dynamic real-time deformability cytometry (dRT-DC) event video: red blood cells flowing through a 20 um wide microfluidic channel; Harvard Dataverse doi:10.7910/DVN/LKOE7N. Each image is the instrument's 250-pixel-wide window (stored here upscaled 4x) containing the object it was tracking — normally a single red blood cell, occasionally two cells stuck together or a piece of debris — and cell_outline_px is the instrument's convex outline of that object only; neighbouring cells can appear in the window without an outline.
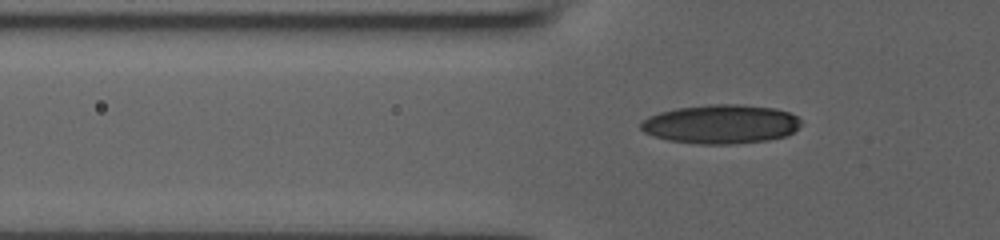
{"species": "human", "species_latin": "Homo sapiens", "temperature_condition": "room temperature", "stored_images_in_passage": 43, "camera_frame_rate_fps": 3000, "um_per_image_px": 0.085, "donor": {"sex": "male"}, "frame": {"image": 1, "passage_image": 10, "time_ms": 3.0, "image_size_px": [1000, 240], "cell_outline_px": [[800, 124], [788, 136], [768, 140], [732, 144], [700, 144], [668, 140], [652, 136], [644, 132], [640, 128], [640, 120], [648, 116], [660, 112], [676, 108], [708, 104], [740, 104], [776, 108], [788, 112], [796, 116], [800, 120]], "centroid_in_image_um": [61.24, 10.55], "position_along_channel_um": 64.6, "area_um2": 36.65}}
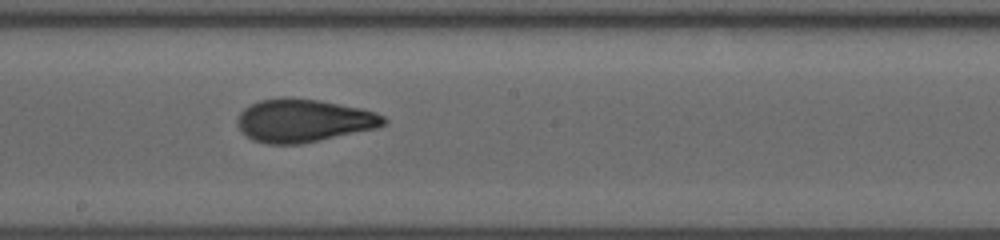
{"frame": {"image": 2, "passage_image": 22, "time_ms": 7.0, "image_size_px": [1000, 240], "cell_outline_px": [[388, 120], [384, 124], [376, 128], [320, 140], [300, 144], [268, 144], [252, 140], [244, 136], [240, 132], [236, 124], [236, 120], [240, 112], [244, 108], [260, 100], [280, 96], [288, 96], [320, 100], [360, 108], [376, 112], [384, 116]], "centroid_in_image_um": [25.75, 10.24], "position_along_channel_um": 222.5, "area_um2": 37.11}}
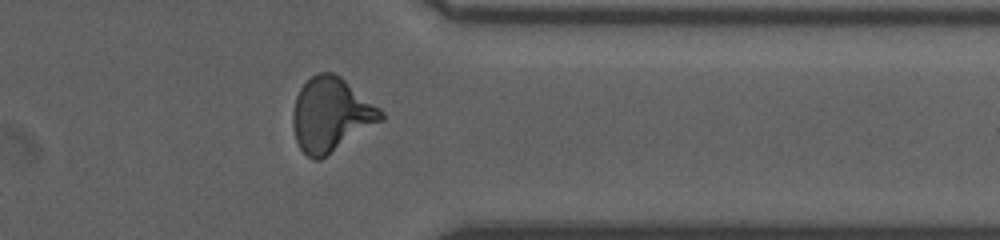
{"frame": {"image": 3, "passage_image": 34, "time_ms": 11.0, "image_size_px": [1000, 240], "cell_outline_px": [[384, 120], [320, 160], [312, 160], [300, 148], [296, 140], [292, 128], [292, 112], [296, 96], [300, 88], [316, 72], [332, 72], [340, 76], [380, 108], [384, 112]], "centroid_in_image_um": [28.13, 9.76], "position_along_channel_um": 383.3, "area_um2": 38.09}}